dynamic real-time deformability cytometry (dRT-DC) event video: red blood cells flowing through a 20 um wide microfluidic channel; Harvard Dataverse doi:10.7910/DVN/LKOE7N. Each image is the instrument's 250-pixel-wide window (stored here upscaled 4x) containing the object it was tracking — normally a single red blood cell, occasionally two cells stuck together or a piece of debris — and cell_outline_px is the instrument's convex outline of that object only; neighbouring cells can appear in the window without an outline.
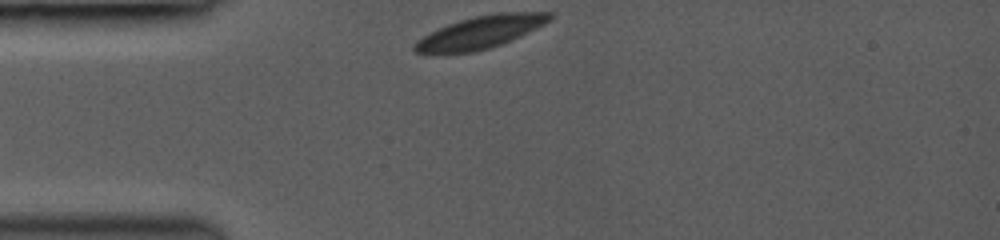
{"species": "common noctule bat (a hibernating species)", "species_latin": "Nyctalus noctula", "temperature_condition": "room temperature", "stored_images_in_passage": 56, "camera_frame_rate_fps": 3000, "um_per_image_px": 0.085, "animal": {"sex": "female", "body_mass_g": 19.0, "forearm_length_mm": 53.3}, "frame": {"image": 1, "passage_image": 1, "time_ms": 0.0, "image_size_px": [1000, 240], "cell_outline_px": [[556, 16], [552, 20], [512, 40], [488, 48], [472, 52], [416, 52], [412, 48], [412, 44], [416, 40], [448, 24], [460, 20], [476, 16], [496, 12], [552, 12]], "centroid_in_image_um": [40.91, 2.71], "position_along_channel_um": 44.1, "area_um2": 25.2}}
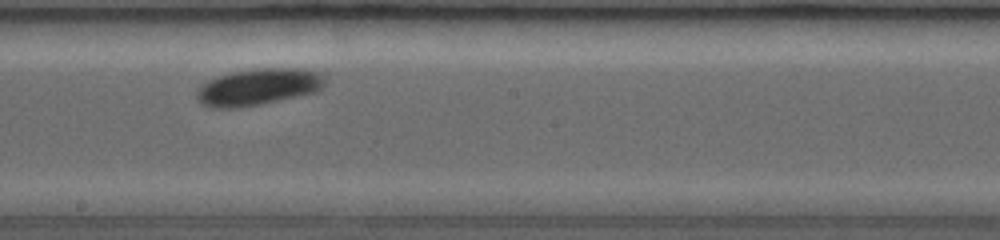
{"frame": {"image": 2, "passage_image": 26, "time_ms": 5.0, "image_size_px": [1000, 240], "cell_outline_px": [[324, 88], [316, 92], [260, 104], [236, 108], [208, 108], [200, 104], [196, 100], [196, 92], [208, 80], [216, 76], [232, 72], [264, 68], [304, 68], [316, 72], [324, 80]], "centroid_in_image_um": [21.91, 7.4], "position_along_channel_um": 226.3, "area_um2": 27.34}}
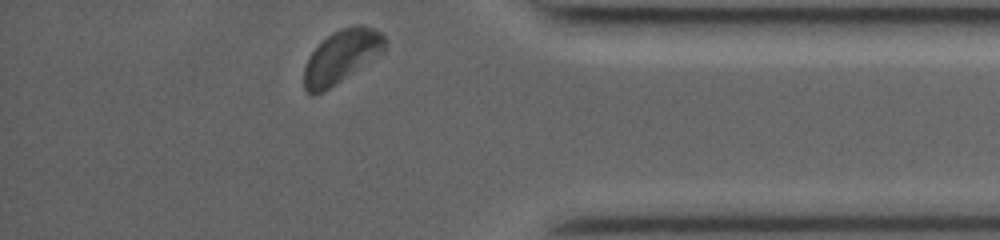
{"frame": {"image": 3, "passage_image": 56, "time_ms": 9.667, "image_size_px": [1000, 240], "cell_outline_px": [[388, 44], [384, 52], [324, 92], [312, 96], [304, 88], [304, 68], [308, 56], [332, 32], [340, 28], [356, 24], [360, 24], [372, 28], [380, 32], [388, 40]], "centroid_in_image_um": [29.05, 4.8], "position_along_channel_um": 406.2, "area_um2": 25.14}, "authors_computed_cell_mechanics": {"area_um2": 26.2701, "velocity_mm_per_s": 4.0454, "shape_relaxation_time_tau1_ms": 1.6455, "shape_relaxation_time_tau2_ms": null, "deformation_change_tau1": 0.0777, "deformation_change_tau2": null}}